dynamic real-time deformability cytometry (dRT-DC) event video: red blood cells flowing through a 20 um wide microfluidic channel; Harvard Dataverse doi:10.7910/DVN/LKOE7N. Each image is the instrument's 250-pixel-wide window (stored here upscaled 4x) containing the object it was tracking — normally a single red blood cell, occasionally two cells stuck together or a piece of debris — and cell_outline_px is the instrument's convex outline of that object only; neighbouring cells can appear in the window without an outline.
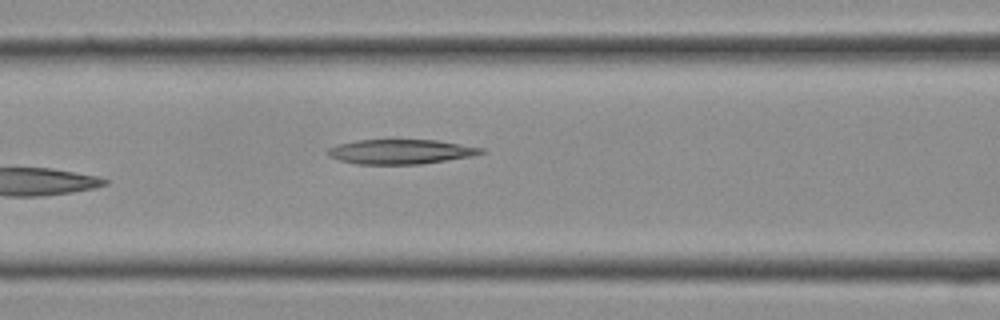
{"species": "Egyptian fruit bat (a non-hibernating species)", "species_latin": "Rousettus aegyptiacus", "temperature_condition": "cold", "stored_images_in_passage": 13, "camera_frame_rate_fps": 3000, "um_per_image_px": 0.085, "frame": {"image": 1, "passage_image": 13, "time_ms": 4.0, "image_size_px": [1000, 320], "cell_outline_px": [[488, 152], [472, 156], [420, 164], [356, 164], [340, 160], [328, 156], [328, 148], [336, 144], [356, 140], [436, 140], [484, 148]], "centroid_in_image_um": [34.06, 12.89], "position_along_channel_um": 132.5, "area_um2": 22.02}}